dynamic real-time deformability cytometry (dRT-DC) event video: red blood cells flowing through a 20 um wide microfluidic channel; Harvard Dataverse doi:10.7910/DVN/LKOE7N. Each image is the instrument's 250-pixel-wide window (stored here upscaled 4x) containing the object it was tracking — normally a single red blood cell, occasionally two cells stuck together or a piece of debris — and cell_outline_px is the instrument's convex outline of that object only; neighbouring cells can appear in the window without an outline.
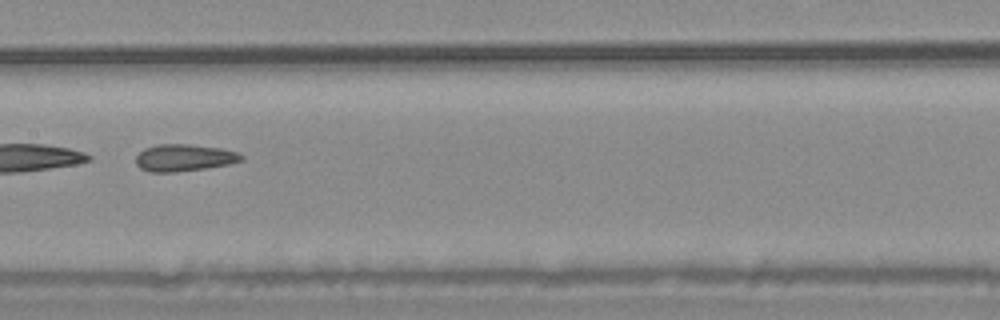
{"species": "common noctule bat (a hibernating species)", "species_latin": "Nyctalus noctula", "temperature_condition": "warm", "stored_images_in_passage": 21, "camera_frame_rate_fps": 3000, "um_per_image_px": 0.085, "animal": {"sex": "male", "body_mass_g": 20.4}, "frame": {"image": 1, "passage_image": 10, "time_ms": 3.0, "image_size_px": [1000, 320], "cell_outline_px": [[244, 160], [228, 164], [204, 168], [176, 172], [148, 172], [140, 168], [136, 164], [136, 156], [144, 148], [160, 144], [188, 144], [220, 148], [236, 152], [244, 156]], "centroid_in_image_um": [15.63, 13.41], "position_along_channel_um": 191.8, "area_um2": 16.53}}